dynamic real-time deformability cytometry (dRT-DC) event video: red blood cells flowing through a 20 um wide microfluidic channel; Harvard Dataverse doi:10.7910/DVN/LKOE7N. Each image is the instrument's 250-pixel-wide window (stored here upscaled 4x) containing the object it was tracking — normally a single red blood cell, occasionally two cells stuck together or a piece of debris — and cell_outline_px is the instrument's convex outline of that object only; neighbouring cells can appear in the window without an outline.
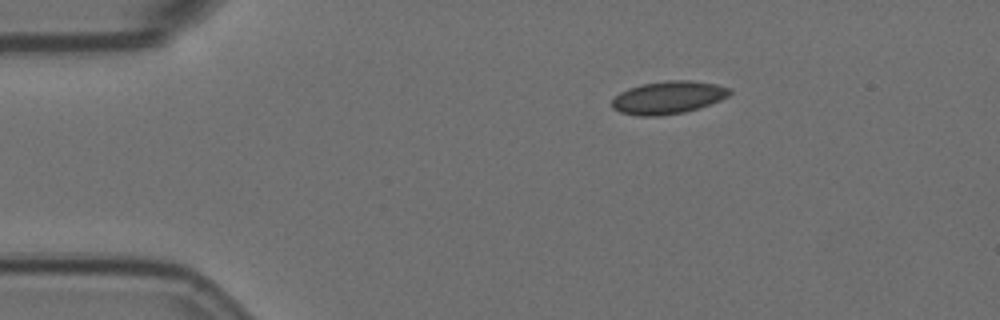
{"species": "Egyptian fruit bat (a non-hibernating species)", "species_latin": "Rousettus aegyptiacus", "temperature_condition": "room temperature", "stored_images_in_passage": 3, "camera_frame_rate_fps": 3000, "um_per_image_px": 0.085, "animal": {"sex": "female"}, "frame": {"image": 1, "passage_image": 1, "time_ms": 0.0, "image_size_px": [1000, 320], "cell_outline_px": [[732, 92], [728, 96], [720, 100], [684, 112], [660, 116], [636, 116], [620, 112], [612, 108], [612, 100], [620, 92], [628, 88], [644, 84], [668, 80], [688, 80], [716, 84], [732, 88]], "centroid_in_image_um": [56.79, 8.29], "position_along_channel_um": 28.2, "area_um2": 22.37}}
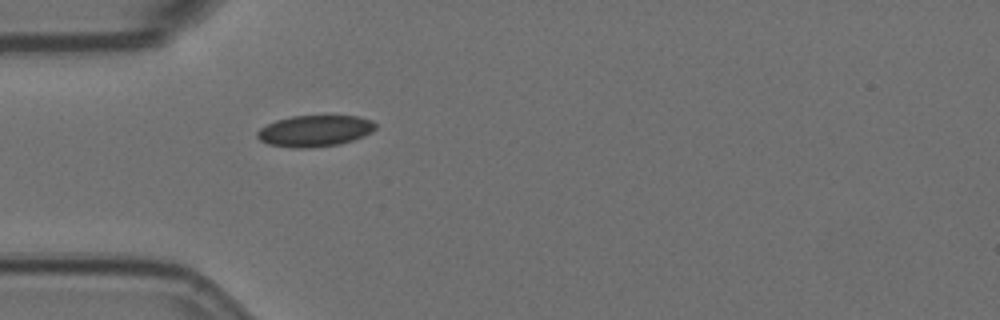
{"frame": {"image": 2, "passage_image": 3, "time_ms": 0.667, "image_size_px": [1000, 320], "cell_outline_px": [[376, 128], [372, 132], [364, 136], [340, 144], [304, 148], [292, 148], [268, 144], [260, 140], [256, 136], [256, 132], [260, 128], [276, 120], [292, 116], [360, 116], [372, 120], [376, 124]], "centroid_in_image_um": [26.76, 11.12], "position_along_channel_um": 58.2, "area_um2": 21.62}}